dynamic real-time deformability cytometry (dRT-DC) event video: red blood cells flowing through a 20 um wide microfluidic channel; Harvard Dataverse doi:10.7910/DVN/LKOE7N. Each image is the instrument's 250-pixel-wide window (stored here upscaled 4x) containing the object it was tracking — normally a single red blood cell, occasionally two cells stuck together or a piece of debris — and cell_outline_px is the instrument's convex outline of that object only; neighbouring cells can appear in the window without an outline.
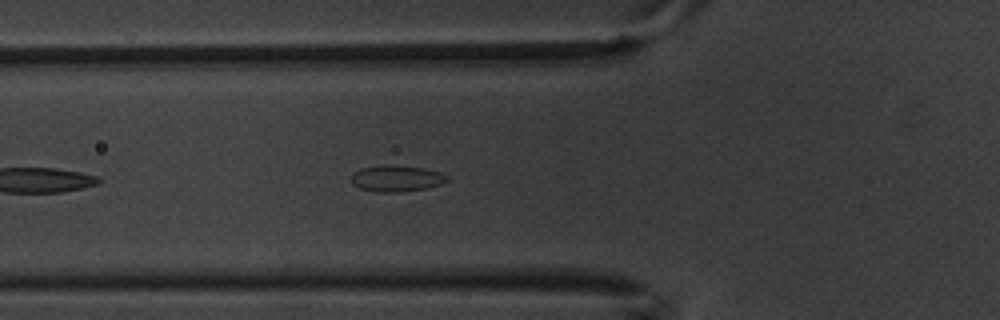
{"species": "common noctule bat (a hibernating species)", "species_latin": "Nyctalus noctula", "temperature_condition": "warm", "stored_images_in_passage": 7, "camera_frame_rate_fps": 3000, "um_per_image_px": 0.085, "animal": {"sex": "male", "body_mass_g": 20.1, "forearm_length_mm": 53.5}, "frame": {"image": 1, "passage_image": 7, "time_ms": 2.0, "image_size_px": [1000, 320], "cell_outline_px": [[448, 180], [440, 184], [428, 188], [400, 192], [380, 192], [360, 188], [352, 184], [352, 172], [360, 168], [384, 164], [388, 164], [424, 168], [440, 172], [448, 176]], "centroid_in_image_um": [33.69, 15.15], "position_along_channel_um": 92.1, "area_um2": 14.8}}